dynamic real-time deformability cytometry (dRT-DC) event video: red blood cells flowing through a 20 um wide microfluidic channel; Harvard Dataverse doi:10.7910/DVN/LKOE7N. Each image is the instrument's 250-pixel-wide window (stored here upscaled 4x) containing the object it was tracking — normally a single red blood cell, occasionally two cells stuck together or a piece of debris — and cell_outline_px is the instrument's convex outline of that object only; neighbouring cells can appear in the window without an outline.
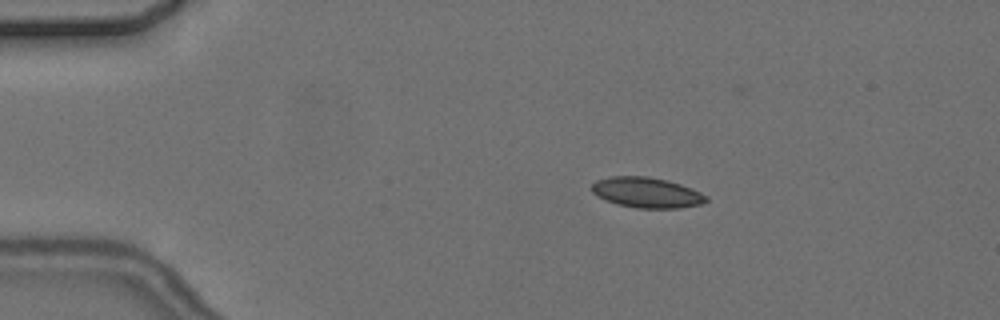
{"species": "common noctule bat (a hibernating species)", "species_latin": "Nyctalus noctula", "temperature_condition": "cold", "stored_images_in_passage": 9, "camera_frame_rate_fps": 3000, "um_per_image_px": 0.085, "animal": {"sex": "female", "body_mass_g": 24.6, "forearm_length_mm": 56.2}, "frame": {"image": 1, "passage_image": 2, "time_ms": 1.0, "image_size_px": [1000, 320], "cell_outline_px": [[708, 200], [700, 204], [680, 208], [636, 208], [616, 204], [604, 200], [596, 196], [592, 192], [592, 184], [596, 180], [608, 176], [648, 176], [668, 180], [692, 188], [708, 196]], "centroid_in_image_um": [54.95, 16.36], "position_along_channel_um": 30.1, "area_um2": 20.52}}
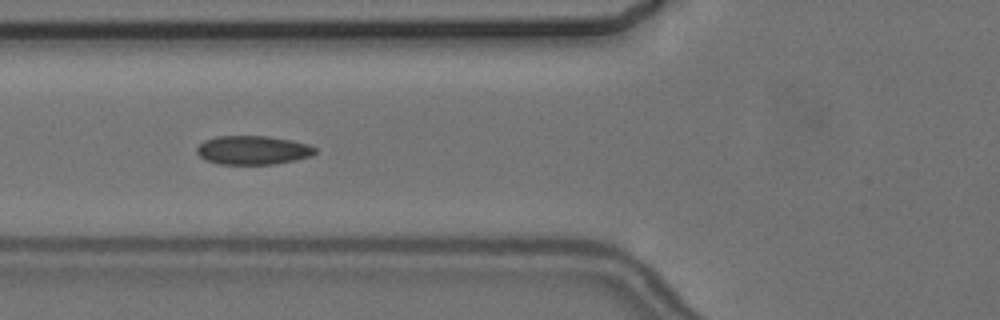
{"frame": {"image": 2, "passage_image": 5, "time_ms": 4.667, "image_size_px": [1000, 320], "cell_outline_px": [[316, 152], [312, 156], [296, 160], [276, 164], [220, 164], [204, 160], [196, 152], [196, 148], [204, 140], [216, 136], [268, 136], [292, 140], [308, 144], [316, 148]], "centroid_in_image_um": [21.5, 12.76], "position_along_channel_um": 104.3, "area_um2": 20.06}}
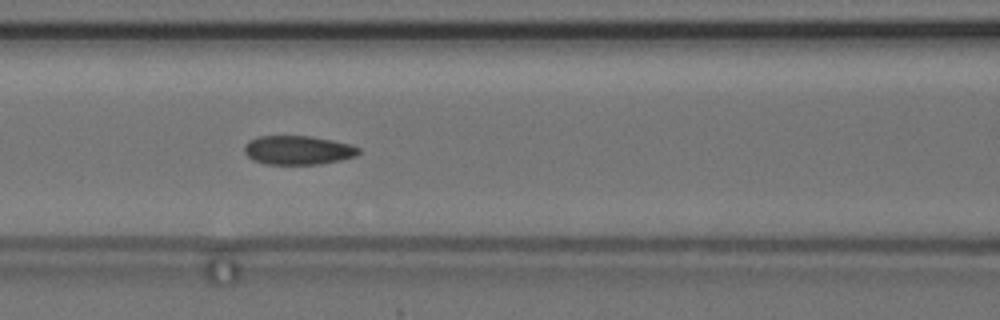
{"frame": {"image": 3, "passage_image": 6, "time_ms": 5.667, "image_size_px": [1000, 320], "cell_outline_px": [[360, 152], [356, 156], [340, 160], [320, 164], [264, 164], [252, 160], [244, 152], [244, 144], [248, 140], [256, 136], [312, 136], [332, 140], [348, 144], [360, 148]], "centroid_in_image_um": [25.28, 12.76], "position_along_channel_um": 141.3, "area_um2": 19.42}}